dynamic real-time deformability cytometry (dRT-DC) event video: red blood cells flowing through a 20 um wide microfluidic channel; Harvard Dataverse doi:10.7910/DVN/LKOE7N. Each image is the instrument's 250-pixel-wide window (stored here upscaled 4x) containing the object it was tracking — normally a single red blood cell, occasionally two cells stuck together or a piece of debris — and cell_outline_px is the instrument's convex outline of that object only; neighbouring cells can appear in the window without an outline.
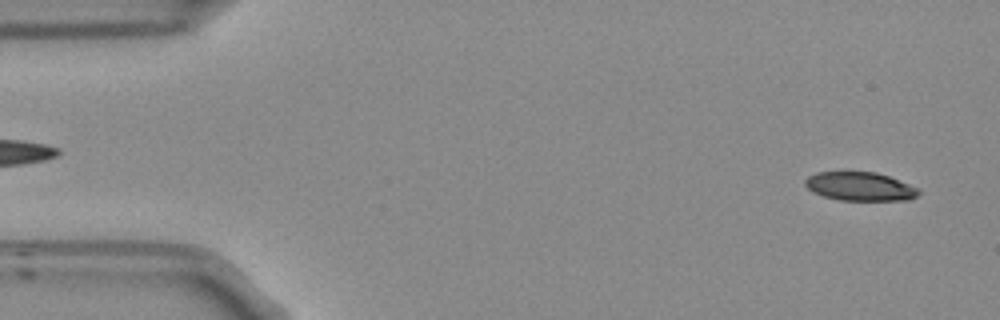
{"species": "Egyptian fruit bat (a non-hibernating species)", "species_latin": "Rousettus aegyptiacus", "temperature_condition": "room temperature", "stored_images_in_passage": 53, "camera_frame_rate_fps": 3000, "um_per_image_px": 0.085, "frame": {"image": 1, "passage_image": 2, "time_ms": 0.333, "image_size_px": [1000, 320], "cell_outline_px": [[920, 192], [916, 196], [908, 200], [840, 200], [824, 196], [812, 192], [804, 184], [804, 180], [808, 176], [816, 172], [876, 172], [888, 176], [920, 188]], "centroid_in_image_um": [73.09, 15.84], "position_along_channel_um": 11.9, "area_um2": 18.96}}
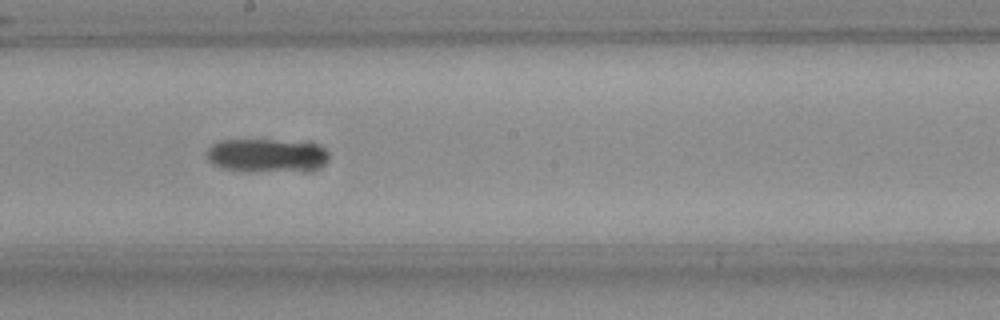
{"frame": {"image": 2, "passage_image": 28, "time_ms": 9.0, "image_size_px": [1000, 320], "cell_outline_px": [[328, 160], [312, 168], [224, 168], [212, 164], [208, 160], [208, 148], [212, 144], [220, 140], [276, 140], [312, 144], [324, 148], [328, 152]], "centroid_in_image_um": [22.59, 13.12], "position_along_channel_um": 225.6, "area_um2": 21.85}}
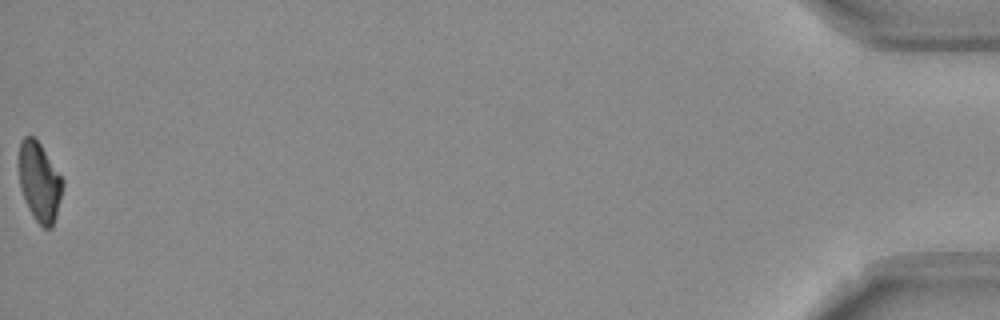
{"frame": {"image": 3, "passage_image": 53, "time_ms": 17.333, "image_size_px": [1000, 320], "cell_outline_px": [[64, 184], [52, 228], [44, 228], [36, 220], [28, 208], [24, 200], [20, 188], [16, 160], [20, 140], [24, 136], [32, 136], [40, 144], [64, 180]], "centroid_in_image_um": [3.3, 15.41], "position_along_channel_um": 431.9, "area_um2": 20.52}, "authors_computed_cell_mechanics": {"area_um2": 21.386, "velocity_mm_per_s": 3.7541, "shape_relaxation_time_tau1_ms": 6.258, "shape_relaxation_time_tau2_ms": null, "deformation_change_tau1": 0.1849, "deformation_change_tau2": null}}